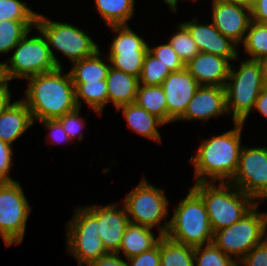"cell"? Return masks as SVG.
<instances>
[{
  "label": "cell",
  "mask_w": 267,
  "mask_h": 266,
  "mask_svg": "<svg viewBox=\"0 0 267 266\" xmlns=\"http://www.w3.org/2000/svg\"><path fill=\"white\" fill-rule=\"evenodd\" d=\"M254 109L260 112V114H262L267 119V87H264L258 95Z\"/></svg>",
  "instance_id": "ee69618b"
},
{
  "label": "cell",
  "mask_w": 267,
  "mask_h": 266,
  "mask_svg": "<svg viewBox=\"0 0 267 266\" xmlns=\"http://www.w3.org/2000/svg\"><path fill=\"white\" fill-rule=\"evenodd\" d=\"M33 27L36 28V21H0V54L10 53Z\"/></svg>",
  "instance_id": "f1b7e54d"
},
{
  "label": "cell",
  "mask_w": 267,
  "mask_h": 266,
  "mask_svg": "<svg viewBox=\"0 0 267 266\" xmlns=\"http://www.w3.org/2000/svg\"><path fill=\"white\" fill-rule=\"evenodd\" d=\"M257 61L259 62L260 67H261V72H262L265 87H267V56H264Z\"/></svg>",
  "instance_id": "f6af8a7d"
},
{
  "label": "cell",
  "mask_w": 267,
  "mask_h": 266,
  "mask_svg": "<svg viewBox=\"0 0 267 266\" xmlns=\"http://www.w3.org/2000/svg\"><path fill=\"white\" fill-rule=\"evenodd\" d=\"M243 125L242 122H234L235 128L202 140L195 157L192 156L189 159L194 165L195 183L215 182L216 184L217 181L232 180L236 174L243 147L241 146Z\"/></svg>",
  "instance_id": "6da1fadb"
},
{
  "label": "cell",
  "mask_w": 267,
  "mask_h": 266,
  "mask_svg": "<svg viewBox=\"0 0 267 266\" xmlns=\"http://www.w3.org/2000/svg\"><path fill=\"white\" fill-rule=\"evenodd\" d=\"M160 266H194V247L161 236Z\"/></svg>",
  "instance_id": "83f0119b"
},
{
  "label": "cell",
  "mask_w": 267,
  "mask_h": 266,
  "mask_svg": "<svg viewBox=\"0 0 267 266\" xmlns=\"http://www.w3.org/2000/svg\"><path fill=\"white\" fill-rule=\"evenodd\" d=\"M95 8L105 23L110 25H128L133 18L135 0H94Z\"/></svg>",
  "instance_id": "4316f807"
},
{
  "label": "cell",
  "mask_w": 267,
  "mask_h": 266,
  "mask_svg": "<svg viewBox=\"0 0 267 266\" xmlns=\"http://www.w3.org/2000/svg\"><path fill=\"white\" fill-rule=\"evenodd\" d=\"M230 183L256 200L267 198V147H242L236 174Z\"/></svg>",
  "instance_id": "4fadbf2b"
},
{
  "label": "cell",
  "mask_w": 267,
  "mask_h": 266,
  "mask_svg": "<svg viewBox=\"0 0 267 266\" xmlns=\"http://www.w3.org/2000/svg\"><path fill=\"white\" fill-rule=\"evenodd\" d=\"M212 23L237 46L244 40L252 21L250 5L234 0H212Z\"/></svg>",
  "instance_id": "5bb4252c"
},
{
  "label": "cell",
  "mask_w": 267,
  "mask_h": 266,
  "mask_svg": "<svg viewBox=\"0 0 267 266\" xmlns=\"http://www.w3.org/2000/svg\"><path fill=\"white\" fill-rule=\"evenodd\" d=\"M3 80V75H2V62H0V82Z\"/></svg>",
  "instance_id": "c3c4849f"
},
{
  "label": "cell",
  "mask_w": 267,
  "mask_h": 266,
  "mask_svg": "<svg viewBox=\"0 0 267 266\" xmlns=\"http://www.w3.org/2000/svg\"><path fill=\"white\" fill-rule=\"evenodd\" d=\"M259 204L239 221L213 233L212 242L236 263L267 237V212L257 211Z\"/></svg>",
  "instance_id": "52a82bcc"
},
{
  "label": "cell",
  "mask_w": 267,
  "mask_h": 266,
  "mask_svg": "<svg viewBox=\"0 0 267 266\" xmlns=\"http://www.w3.org/2000/svg\"><path fill=\"white\" fill-rule=\"evenodd\" d=\"M205 246V247H204ZM234 259L227 256L213 242L194 247V266H236Z\"/></svg>",
  "instance_id": "4dcf8cb0"
},
{
  "label": "cell",
  "mask_w": 267,
  "mask_h": 266,
  "mask_svg": "<svg viewBox=\"0 0 267 266\" xmlns=\"http://www.w3.org/2000/svg\"><path fill=\"white\" fill-rule=\"evenodd\" d=\"M265 87L260 64L257 60L245 59L237 71L230 66L225 85L226 108L232 121L245 123L254 109L258 95Z\"/></svg>",
  "instance_id": "5b68a950"
},
{
  "label": "cell",
  "mask_w": 267,
  "mask_h": 266,
  "mask_svg": "<svg viewBox=\"0 0 267 266\" xmlns=\"http://www.w3.org/2000/svg\"><path fill=\"white\" fill-rule=\"evenodd\" d=\"M237 264L240 266H267V237L251 249Z\"/></svg>",
  "instance_id": "8d00e7d4"
},
{
  "label": "cell",
  "mask_w": 267,
  "mask_h": 266,
  "mask_svg": "<svg viewBox=\"0 0 267 266\" xmlns=\"http://www.w3.org/2000/svg\"><path fill=\"white\" fill-rule=\"evenodd\" d=\"M242 44L250 60L267 56V24L251 21Z\"/></svg>",
  "instance_id": "f546056e"
},
{
  "label": "cell",
  "mask_w": 267,
  "mask_h": 266,
  "mask_svg": "<svg viewBox=\"0 0 267 266\" xmlns=\"http://www.w3.org/2000/svg\"><path fill=\"white\" fill-rule=\"evenodd\" d=\"M38 13L32 11L26 2L20 0H0V21H36Z\"/></svg>",
  "instance_id": "836d02e7"
},
{
  "label": "cell",
  "mask_w": 267,
  "mask_h": 266,
  "mask_svg": "<svg viewBox=\"0 0 267 266\" xmlns=\"http://www.w3.org/2000/svg\"><path fill=\"white\" fill-rule=\"evenodd\" d=\"M33 124L27 105L18 99L0 114V140L12 146Z\"/></svg>",
  "instance_id": "ffe728a7"
},
{
  "label": "cell",
  "mask_w": 267,
  "mask_h": 266,
  "mask_svg": "<svg viewBox=\"0 0 267 266\" xmlns=\"http://www.w3.org/2000/svg\"><path fill=\"white\" fill-rule=\"evenodd\" d=\"M45 36L53 60L58 68H63L53 50L60 51L71 60V64L94 55L100 48L85 31L68 23L49 20L39 14L36 28ZM53 49H52V48ZM55 48V49H54Z\"/></svg>",
  "instance_id": "ba28073f"
},
{
  "label": "cell",
  "mask_w": 267,
  "mask_h": 266,
  "mask_svg": "<svg viewBox=\"0 0 267 266\" xmlns=\"http://www.w3.org/2000/svg\"><path fill=\"white\" fill-rule=\"evenodd\" d=\"M148 51L170 70V72H177L185 68V64L179 58L173 47L169 42L155 47H148Z\"/></svg>",
  "instance_id": "e575fe53"
},
{
  "label": "cell",
  "mask_w": 267,
  "mask_h": 266,
  "mask_svg": "<svg viewBox=\"0 0 267 266\" xmlns=\"http://www.w3.org/2000/svg\"><path fill=\"white\" fill-rule=\"evenodd\" d=\"M75 86V100L77 107H82V100L101 116L103 109L108 104V90L106 80L99 82L73 83Z\"/></svg>",
  "instance_id": "d4e9b609"
},
{
  "label": "cell",
  "mask_w": 267,
  "mask_h": 266,
  "mask_svg": "<svg viewBox=\"0 0 267 266\" xmlns=\"http://www.w3.org/2000/svg\"><path fill=\"white\" fill-rule=\"evenodd\" d=\"M166 236L192 247L212 243L213 231L206 205L192 187L175 208Z\"/></svg>",
  "instance_id": "277c9868"
},
{
  "label": "cell",
  "mask_w": 267,
  "mask_h": 266,
  "mask_svg": "<svg viewBox=\"0 0 267 266\" xmlns=\"http://www.w3.org/2000/svg\"><path fill=\"white\" fill-rule=\"evenodd\" d=\"M100 56L103 57L100 58ZM104 60H108V63H105ZM109 62V58L106 57V59H104V55L100 53L99 49L94 55L72 63L71 70L69 71L72 83L99 82V80H106L110 68Z\"/></svg>",
  "instance_id": "cb8c5ba5"
},
{
  "label": "cell",
  "mask_w": 267,
  "mask_h": 266,
  "mask_svg": "<svg viewBox=\"0 0 267 266\" xmlns=\"http://www.w3.org/2000/svg\"><path fill=\"white\" fill-rule=\"evenodd\" d=\"M135 103L167 124V103L161 85H139Z\"/></svg>",
  "instance_id": "484cf974"
},
{
  "label": "cell",
  "mask_w": 267,
  "mask_h": 266,
  "mask_svg": "<svg viewBox=\"0 0 267 266\" xmlns=\"http://www.w3.org/2000/svg\"><path fill=\"white\" fill-rule=\"evenodd\" d=\"M123 112L124 118L133 132L156 142L161 141L159 126L164 123L156 116L148 113L136 103L126 104L117 108Z\"/></svg>",
  "instance_id": "7402d4cb"
},
{
  "label": "cell",
  "mask_w": 267,
  "mask_h": 266,
  "mask_svg": "<svg viewBox=\"0 0 267 266\" xmlns=\"http://www.w3.org/2000/svg\"><path fill=\"white\" fill-rule=\"evenodd\" d=\"M197 20L194 17L189 22H182V24L189 31L200 52L227 58L229 61L238 60L239 53L235 48L237 45L233 41L223 36L212 22L210 24L198 23Z\"/></svg>",
  "instance_id": "e0dca14e"
},
{
  "label": "cell",
  "mask_w": 267,
  "mask_h": 266,
  "mask_svg": "<svg viewBox=\"0 0 267 266\" xmlns=\"http://www.w3.org/2000/svg\"><path fill=\"white\" fill-rule=\"evenodd\" d=\"M178 27L179 30L169 38L168 42L183 63L187 64L200 51L187 28L182 23H180Z\"/></svg>",
  "instance_id": "d6a6232c"
},
{
  "label": "cell",
  "mask_w": 267,
  "mask_h": 266,
  "mask_svg": "<svg viewBox=\"0 0 267 266\" xmlns=\"http://www.w3.org/2000/svg\"><path fill=\"white\" fill-rule=\"evenodd\" d=\"M170 70L154 57L149 51L145 55L142 72L139 77V85L154 86L162 85Z\"/></svg>",
  "instance_id": "1f68e13d"
},
{
  "label": "cell",
  "mask_w": 267,
  "mask_h": 266,
  "mask_svg": "<svg viewBox=\"0 0 267 266\" xmlns=\"http://www.w3.org/2000/svg\"><path fill=\"white\" fill-rule=\"evenodd\" d=\"M116 36L107 54L110 66L126 74L140 77L148 43L137 35L129 25H110Z\"/></svg>",
  "instance_id": "7c38bea8"
},
{
  "label": "cell",
  "mask_w": 267,
  "mask_h": 266,
  "mask_svg": "<svg viewBox=\"0 0 267 266\" xmlns=\"http://www.w3.org/2000/svg\"><path fill=\"white\" fill-rule=\"evenodd\" d=\"M9 81L3 79L0 82V114L12 103Z\"/></svg>",
  "instance_id": "7bdbcfd3"
},
{
  "label": "cell",
  "mask_w": 267,
  "mask_h": 266,
  "mask_svg": "<svg viewBox=\"0 0 267 266\" xmlns=\"http://www.w3.org/2000/svg\"><path fill=\"white\" fill-rule=\"evenodd\" d=\"M39 122L49 130V134L47 136L51 140L52 144H58L62 142L69 143V141L71 142L70 137L57 119L41 120Z\"/></svg>",
  "instance_id": "ab89813d"
},
{
  "label": "cell",
  "mask_w": 267,
  "mask_h": 266,
  "mask_svg": "<svg viewBox=\"0 0 267 266\" xmlns=\"http://www.w3.org/2000/svg\"><path fill=\"white\" fill-rule=\"evenodd\" d=\"M194 183L192 188L202 197L213 233L242 219L258 203L230 182Z\"/></svg>",
  "instance_id": "3957f363"
},
{
  "label": "cell",
  "mask_w": 267,
  "mask_h": 266,
  "mask_svg": "<svg viewBox=\"0 0 267 266\" xmlns=\"http://www.w3.org/2000/svg\"><path fill=\"white\" fill-rule=\"evenodd\" d=\"M128 266H160V240L151 250L127 259Z\"/></svg>",
  "instance_id": "f35d334b"
},
{
  "label": "cell",
  "mask_w": 267,
  "mask_h": 266,
  "mask_svg": "<svg viewBox=\"0 0 267 266\" xmlns=\"http://www.w3.org/2000/svg\"><path fill=\"white\" fill-rule=\"evenodd\" d=\"M167 103V124L178 121L185 113L199 84L186 68L171 72L161 85Z\"/></svg>",
  "instance_id": "2e32d148"
},
{
  "label": "cell",
  "mask_w": 267,
  "mask_h": 266,
  "mask_svg": "<svg viewBox=\"0 0 267 266\" xmlns=\"http://www.w3.org/2000/svg\"><path fill=\"white\" fill-rule=\"evenodd\" d=\"M80 109V107H77L75 110L65 113L63 116L57 119L70 137L71 141H73L75 138L82 140L84 137L80 131H82L83 127L85 126L84 122L86 121V118L79 116Z\"/></svg>",
  "instance_id": "d590c367"
},
{
  "label": "cell",
  "mask_w": 267,
  "mask_h": 266,
  "mask_svg": "<svg viewBox=\"0 0 267 266\" xmlns=\"http://www.w3.org/2000/svg\"><path fill=\"white\" fill-rule=\"evenodd\" d=\"M13 147L0 140V182L15 181L9 175L13 163Z\"/></svg>",
  "instance_id": "74e56055"
},
{
  "label": "cell",
  "mask_w": 267,
  "mask_h": 266,
  "mask_svg": "<svg viewBox=\"0 0 267 266\" xmlns=\"http://www.w3.org/2000/svg\"><path fill=\"white\" fill-rule=\"evenodd\" d=\"M169 201L164 190L150 184L145 177L123 199L129 221L146 227H158L159 235H166L170 220L162 222L168 216Z\"/></svg>",
  "instance_id": "9c48e42d"
},
{
  "label": "cell",
  "mask_w": 267,
  "mask_h": 266,
  "mask_svg": "<svg viewBox=\"0 0 267 266\" xmlns=\"http://www.w3.org/2000/svg\"><path fill=\"white\" fill-rule=\"evenodd\" d=\"M225 114H228L225 87L199 86L179 121H207Z\"/></svg>",
  "instance_id": "ac0fdd59"
},
{
  "label": "cell",
  "mask_w": 267,
  "mask_h": 266,
  "mask_svg": "<svg viewBox=\"0 0 267 266\" xmlns=\"http://www.w3.org/2000/svg\"><path fill=\"white\" fill-rule=\"evenodd\" d=\"M164 2L170 7L169 9L174 13L177 12V4H178V0H164Z\"/></svg>",
  "instance_id": "bcb514c9"
},
{
  "label": "cell",
  "mask_w": 267,
  "mask_h": 266,
  "mask_svg": "<svg viewBox=\"0 0 267 266\" xmlns=\"http://www.w3.org/2000/svg\"><path fill=\"white\" fill-rule=\"evenodd\" d=\"M234 1L242 2V3H246L250 5L254 0H234Z\"/></svg>",
  "instance_id": "7dc6e473"
},
{
  "label": "cell",
  "mask_w": 267,
  "mask_h": 266,
  "mask_svg": "<svg viewBox=\"0 0 267 266\" xmlns=\"http://www.w3.org/2000/svg\"><path fill=\"white\" fill-rule=\"evenodd\" d=\"M231 65L227 58L199 52L185 64V68L199 86L225 87Z\"/></svg>",
  "instance_id": "d6986e66"
},
{
  "label": "cell",
  "mask_w": 267,
  "mask_h": 266,
  "mask_svg": "<svg viewBox=\"0 0 267 266\" xmlns=\"http://www.w3.org/2000/svg\"><path fill=\"white\" fill-rule=\"evenodd\" d=\"M63 68L40 73L26 80L27 90L22 100L31 112L33 121L54 120L77 108L75 86L70 73Z\"/></svg>",
  "instance_id": "7a4b0ae2"
},
{
  "label": "cell",
  "mask_w": 267,
  "mask_h": 266,
  "mask_svg": "<svg viewBox=\"0 0 267 266\" xmlns=\"http://www.w3.org/2000/svg\"><path fill=\"white\" fill-rule=\"evenodd\" d=\"M75 209L66 224L67 251L76 258L78 266H87L109 252L98 234L97 218L86 207Z\"/></svg>",
  "instance_id": "30bf717a"
},
{
  "label": "cell",
  "mask_w": 267,
  "mask_h": 266,
  "mask_svg": "<svg viewBox=\"0 0 267 266\" xmlns=\"http://www.w3.org/2000/svg\"><path fill=\"white\" fill-rule=\"evenodd\" d=\"M250 9L252 21L267 24V0H254Z\"/></svg>",
  "instance_id": "60d3db41"
},
{
  "label": "cell",
  "mask_w": 267,
  "mask_h": 266,
  "mask_svg": "<svg viewBox=\"0 0 267 266\" xmlns=\"http://www.w3.org/2000/svg\"><path fill=\"white\" fill-rule=\"evenodd\" d=\"M38 36L28 37L29 32L12 49L11 57L2 62L3 79H28L40 73H47L58 68L52 58L45 36L40 30Z\"/></svg>",
  "instance_id": "8992f818"
},
{
  "label": "cell",
  "mask_w": 267,
  "mask_h": 266,
  "mask_svg": "<svg viewBox=\"0 0 267 266\" xmlns=\"http://www.w3.org/2000/svg\"><path fill=\"white\" fill-rule=\"evenodd\" d=\"M87 266H128L127 259L126 261L120 258L118 253H111L98 258L90 262Z\"/></svg>",
  "instance_id": "b9f144b4"
},
{
  "label": "cell",
  "mask_w": 267,
  "mask_h": 266,
  "mask_svg": "<svg viewBox=\"0 0 267 266\" xmlns=\"http://www.w3.org/2000/svg\"><path fill=\"white\" fill-rule=\"evenodd\" d=\"M117 203L105 206H85L96 218L101 241L108 252L116 253L122 242L124 232L130 223L126 209L118 208Z\"/></svg>",
  "instance_id": "9a60e30c"
},
{
  "label": "cell",
  "mask_w": 267,
  "mask_h": 266,
  "mask_svg": "<svg viewBox=\"0 0 267 266\" xmlns=\"http://www.w3.org/2000/svg\"><path fill=\"white\" fill-rule=\"evenodd\" d=\"M108 103L111 101L117 109L120 106L135 103L139 78L126 74L110 66L107 77Z\"/></svg>",
  "instance_id": "44dd1931"
},
{
  "label": "cell",
  "mask_w": 267,
  "mask_h": 266,
  "mask_svg": "<svg viewBox=\"0 0 267 266\" xmlns=\"http://www.w3.org/2000/svg\"><path fill=\"white\" fill-rule=\"evenodd\" d=\"M152 229L130 222L122 237L121 246L116 253L120 255L122 251L125 257L130 259L151 250L158 244L162 236L159 235L155 238Z\"/></svg>",
  "instance_id": "603a6c76"
},
{
  "label": "cell",
  "mask_w": 267,
  "mask_h": 266,
  "mask_svg": "<svg viewBox=\"0 0 267 266\" xmlns=\"http://www.w3.org/2000/svg\"><path fill=\"white\" fill-rule=\"evenodd\" d=\"M31 210L18 181L0 182V236L7 247L23 241Z\"/></svg>",
  "instance_id": "8fae6325"
}]
</instances>
